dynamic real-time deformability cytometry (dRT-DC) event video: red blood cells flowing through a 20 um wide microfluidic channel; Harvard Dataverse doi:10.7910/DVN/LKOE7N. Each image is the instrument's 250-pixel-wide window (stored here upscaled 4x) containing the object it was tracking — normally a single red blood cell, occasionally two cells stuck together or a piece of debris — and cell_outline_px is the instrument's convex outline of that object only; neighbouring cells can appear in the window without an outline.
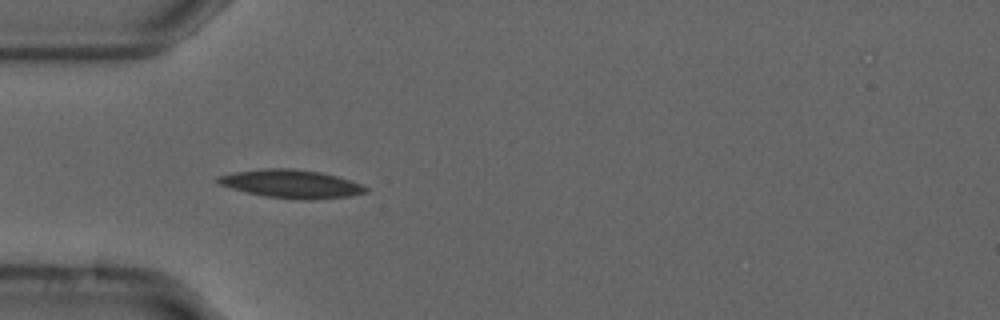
{"species": "common noctule bat (a hibernating species)", "species_latin": "Nyctalus noctula", "temperature_condition": "cold", "stored_images_in_passage": 42, "camera_frame_rate_fps": 3000, "um_per_image_px": 0.085, "animal": {"sex": "male", "forearm_length_mm": 52.5}, "frame": {"image": 1, "passage_image": 4, "time_ms": 1.0, "image_size_px": [1000, 320], "cell_outline_px": [[368, 192], [352, 196], [312, 200], [300, 200], [264, 196], [232, 188], [220, 184], [216, 180], [216, 176], [236, 172], [264, 168], [292, 168], [320, 172], [336, 176], [360, 184], [368, 188]], "centroid_in_image_um": [24.78, 15.63], "position_along_channel_um": 60.2, "area_um2": 24.28}}
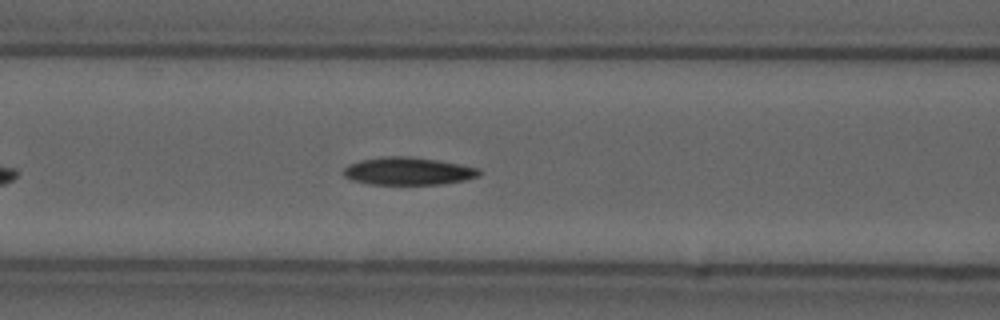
{"frame": {"image": 2, "passage_image": 10, "time_ms": 3.0, "image_size_px": [1000, 320], "cell_outline_px": [[480, 172], [476, 176], [464, 180], [440, 184], [368, 184], [352, 180], [344, 176], [344, 168], [348, 164], [360, 160], [380, 156], [408, 156], [436, 160], [476, 168]], "centroid_in_image_um": [34.59, 14.54], "position_along_channel_um": 132.0, "area_um2": 21.56}}
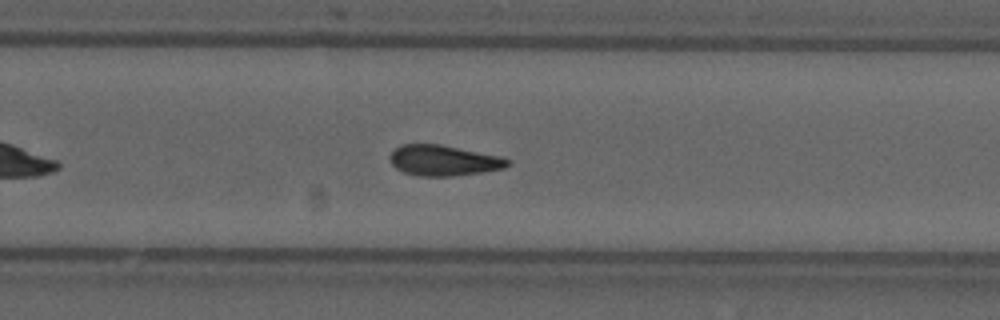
{"frame": {"image": 3, "passage_image": 23, "time_ms": 7.333, "image_size_px": [1000, 320], "cell_outline_px": [[512, 160], [504, 168], [480, 172], [452, 176], [420, 176], [404, 172], [396, 168], [392, 164], [388, 156], [400, 144], [440, 144], [500, 156]], "centroid_in_image_um": [37.68, 13.63], "position_along_channel_um": 292.1, "area_um2": 20.87}, "authors_computed_cell_mechanics": {"area_um2": 20.9236, "velocity_mm_per_s": 3.7039, "shape_relaxation_time_tau1_ms": 11.1597, "shape_relaxation_time_tau2_ms": 9.531, "deformation_change_tau1": 0.2075, "deformation_change_tau2": 0.2038}}